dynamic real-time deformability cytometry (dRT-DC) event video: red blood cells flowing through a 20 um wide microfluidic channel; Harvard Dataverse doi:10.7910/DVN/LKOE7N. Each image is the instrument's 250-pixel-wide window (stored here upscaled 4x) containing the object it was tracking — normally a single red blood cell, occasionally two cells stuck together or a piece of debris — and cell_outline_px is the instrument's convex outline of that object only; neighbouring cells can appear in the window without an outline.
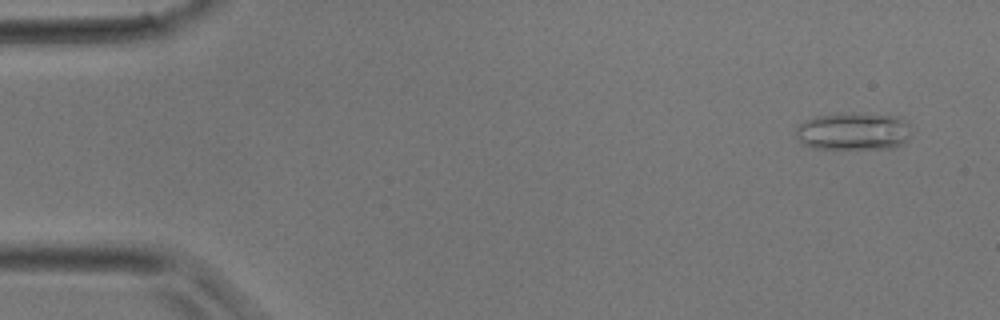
{"species": "common noctule bat (a hibernating species)", "species_latin": "Nyctalus noctula", "temperature_condition": "room temperature", "stored_images_in_passage": 40, "camera_frame_rate_fps": 3000, "um_per_image_px": 0.085, "animal": {"sex": "male", "body_mass_g": 17.9}, "frame": {"image": 1, "passage_image": 3, "time_ms": 0.667, "image_size_px": [1000, 320], "cell_outline_px": [[912, 128], [908, 140], [904, 144], [892, 148], [812, 148], [804, 144], [796, 136], [796, 128], [804, 120], [816, 116], [904, 116]], "centroid_in_image_um": [72.61, 11.21], "position_along_channel_um": 12.4, "area_um2": 24.51}}
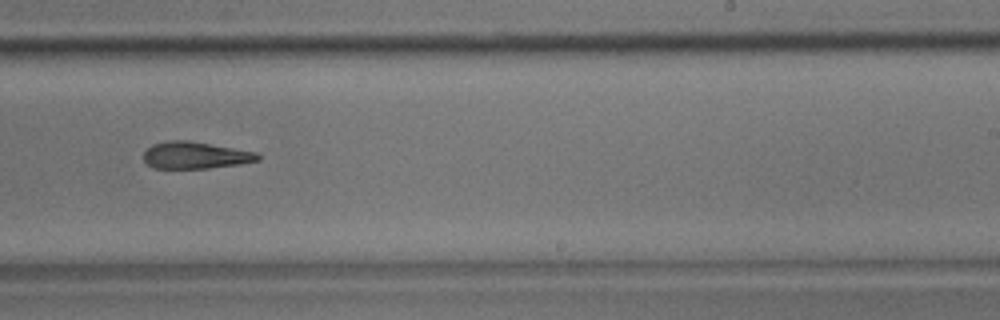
{"frame": {"image": 2, "passage_image": 25, "time_ms": 8.0, "image_size_px": [1000, 320], "cell_outline_px": [[260, 160], [240, 164], [208, 168], [152, 168], [144, 160], [144, 152], [152, 144], [168, 140], [188, 140], [256, 152], [260, 156]], "centroid_in_image_um": [16.59, 13.19], "position_along_channel_um": 272.4, "area_um2": 17.86}}
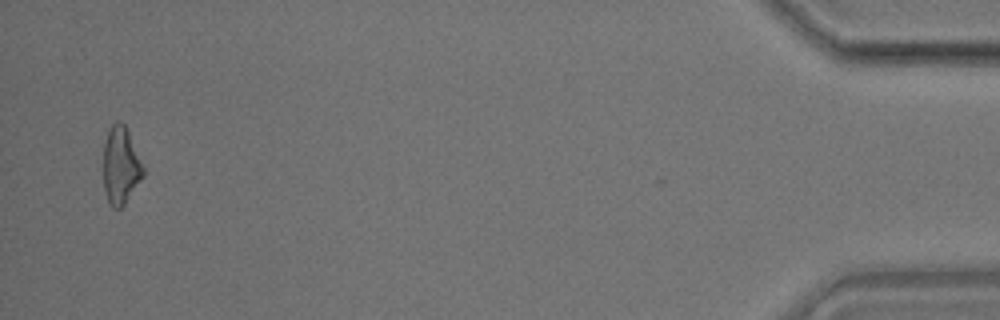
{"frame": {"image": 3, "passage_image": 39, "time_ms": 12.667, "image_size_px": [1000, 320], "cell_outline_px": [[144, 176], [124, 204], [120, 208], [112, 208], [104, 192], [104, 140], [108, 128], [116, 120], [120, 120], [124, 124], [128, 132], [144, 168]], "centroid_in_image_um": [10.25, 14.05], "position_along_channel_um": 425.0, "area_um2": 17.92}}